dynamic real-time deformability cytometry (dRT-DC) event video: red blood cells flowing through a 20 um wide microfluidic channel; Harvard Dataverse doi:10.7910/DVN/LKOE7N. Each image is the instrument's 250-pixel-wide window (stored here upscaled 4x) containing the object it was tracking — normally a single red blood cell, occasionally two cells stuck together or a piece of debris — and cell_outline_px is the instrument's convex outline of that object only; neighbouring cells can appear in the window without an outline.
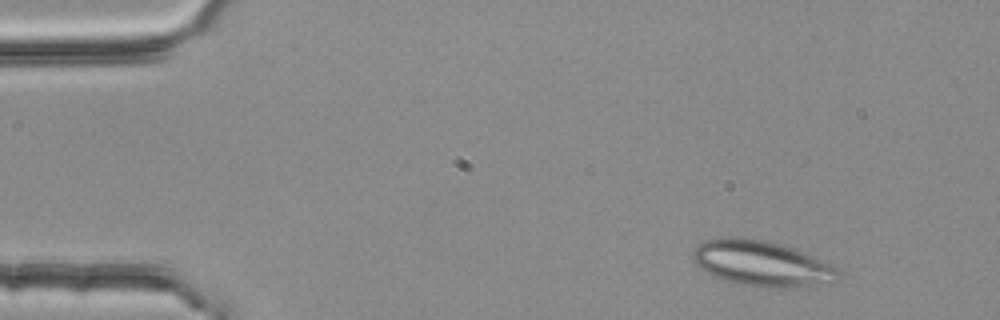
{"species": "common noctule bat (a hibernating species)", "species_latin": "Nyctalus noctula", "temperature_condition": "room temperature", "stored_images_in_passage": 4, "camera_frame_rate_fps": 3000, "um_per_image_px": 0.085, "animal": {"sex": "female", "body_mass_g": 25.1}, "frame": {"image": 1, "passage_image": 1, "time_ms": 0.0, "image_size_px": [1000, 320], "cell_outline_px": [[840, 276], [832, 284], [792, 288], [772, 288], [740, 284], [724, 280], [712, 276], [700, 268], [696, 264], [692, 256], [692, 252], [700, 244], [708, 240], [728, 236], [736, 236], [764, 240], [792, 248], [804, 252], [824, 260], [836, 268], [840, 272]], "centroid_in_image_um": [64.79, 22.42], "position_along_channel_um": 20.2, "area_um2": 38.84}}